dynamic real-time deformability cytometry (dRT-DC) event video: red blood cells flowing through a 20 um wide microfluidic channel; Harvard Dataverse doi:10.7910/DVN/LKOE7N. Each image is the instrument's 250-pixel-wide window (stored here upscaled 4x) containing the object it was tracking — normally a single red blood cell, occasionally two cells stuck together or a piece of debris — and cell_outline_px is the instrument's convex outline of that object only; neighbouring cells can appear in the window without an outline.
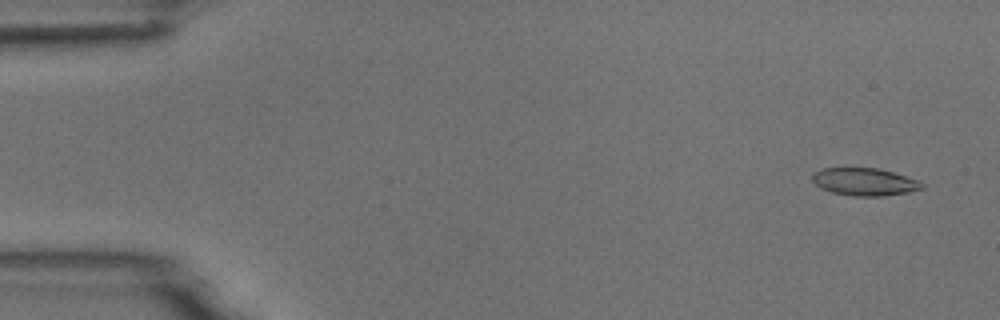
{"species": "common noctule bat (a hibernating species)", "species_latin": "Nyctalus noctula", "temperature_condition": "room temperature", "stored_images_in_passage": 4, "camera_frame_rate_fps": 3000, "um_per_image_px": 0.085, "animal": {"sex": "male", "body_mass_g": 18.8}, "frame": {"image": 1, "passage_image": 1, "time_ms": 0.0, "image_size_px": [1000, 320], "cell_outline_px": [[924, 188], [908, 192], [884, 196], [852, 196], [832, 192], [820, 188], [812, 180], [812, 172], [824, 168], [880, 168], [916, 180], [924, 184]], "centroid_in_image_um": [73.45, 15.45], "position_along_channel_um": 11.5, "area_um2": 17.57}}
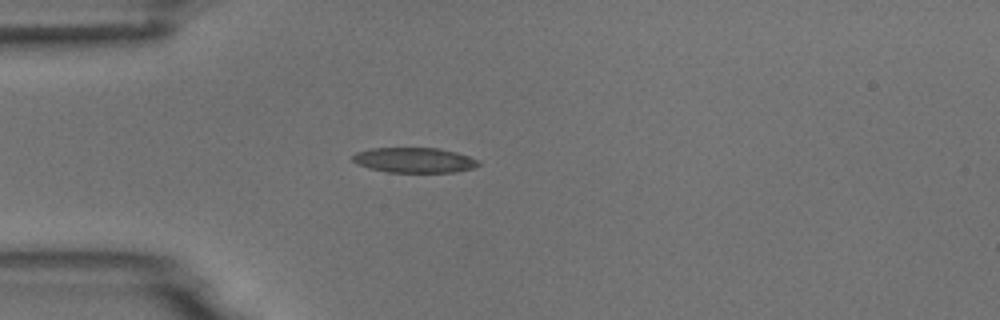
{"frame": {"image": 2, "passage_image": 4, "time_ms": 4.0, "image_size_px": [1000, 320], "cell_outline_px": [[480, 164], [472, 168], [456, 172], [388, 172], [368, 168], [356, 164], [352, 160], [352, 156], [356, 152], [372, 148], [440, 148], [456, 152], [480, 160]], "centroid_in_image_um": [35.2, 13.61], "position_along_channel_um": 49.8, "area_um2": 18.5}}